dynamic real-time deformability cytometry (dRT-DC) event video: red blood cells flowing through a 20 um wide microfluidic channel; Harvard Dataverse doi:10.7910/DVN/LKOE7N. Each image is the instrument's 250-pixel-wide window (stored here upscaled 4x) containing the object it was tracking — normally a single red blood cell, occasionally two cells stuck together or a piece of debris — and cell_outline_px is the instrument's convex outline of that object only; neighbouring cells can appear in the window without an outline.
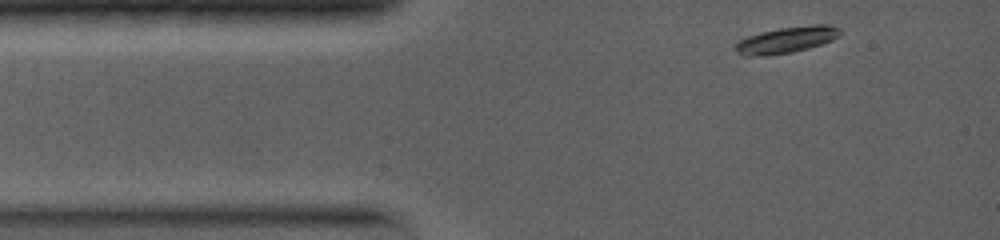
{"species": "common noctule bat (a hibernating species)", "species_latin": "Nyctalus noctula", "temperature_condition": "warm", "stored_images_in_passage": 20, "camera_frame_rate_fps": 5000, "um_per_image_px": 0.085, "animal": {"sex": "female", "body_mass_g": 19.0, "forearm_length_mm": 56.7}, "frame": {"image": 1, "passage_image": 1, "time_ms": 0.0, "image_size_px": [1000, 240], "cell_outline_px": [[844, 32], [840, 36], [832, 40], [808, 48], [792, 52], [764, 56], [744, 56], [736, 52], [736, 40], [760, 32], [780, 28], [812, 24], [828, 24], [840, 28]], "centroid_in_image_um": [66.87, 3.38], "position_along_channel_um": 18.1, "area_um2": 16.24}}
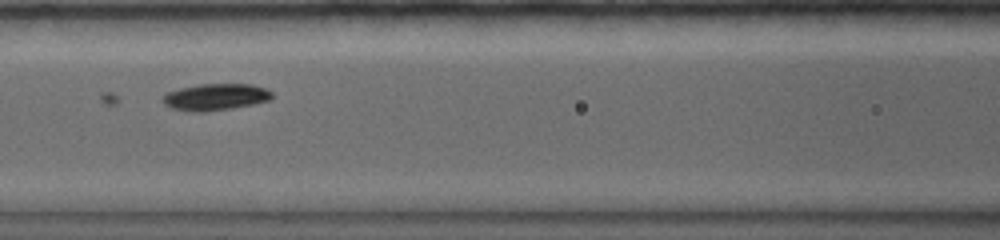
{"frame": {"image": 2, "passage_image": 10, "time_ms": 4.4, "image_size_px": [1000, 240], "cell_outline_px": [[272, 96], [268, 100], [252, 104], [232, 108], [204, 112], [192, 112], [172, 108], [164, 104], [160, 100], [160, 96], [168, 92], [180, 88], [200, 84], [252, 84], [264, 88], [272, 92]], "centroid_in_image_um": [18.25, 8.24], "position_along_channel_um": 148.3, "area_um2": 16.99}}
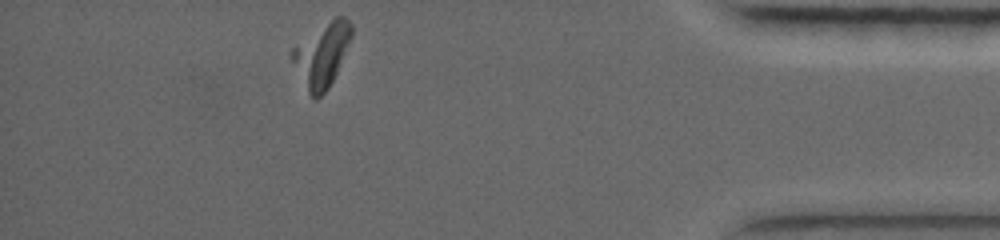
{"frame": {"image": 3, "passage_image": 20, "time_ms": 12.2, "image_size_px": [1000, 240], "cell_outline_px": [[352, 36], [336, 72], [328, 88], [316, 100], [312, 100], [288, 56], [292, 48], [336, 16], [344, 16], [352, 24]], "centroid_in_image_um": [27.33, 4.69], "position_along_channel_um": 407.9, "area_um2": 21.68}, "authors_computed_cell_mechanics": {"area_um2": 16.7042, "velocity_mm_per_s": 3.8931, "shape_relaxation_time_tau1_ms": 2.2327, "shape_relaxation_time_tau2_ms": null, "deformation_change_tau1": 0.1184, "deformation_change_tau2": null}}